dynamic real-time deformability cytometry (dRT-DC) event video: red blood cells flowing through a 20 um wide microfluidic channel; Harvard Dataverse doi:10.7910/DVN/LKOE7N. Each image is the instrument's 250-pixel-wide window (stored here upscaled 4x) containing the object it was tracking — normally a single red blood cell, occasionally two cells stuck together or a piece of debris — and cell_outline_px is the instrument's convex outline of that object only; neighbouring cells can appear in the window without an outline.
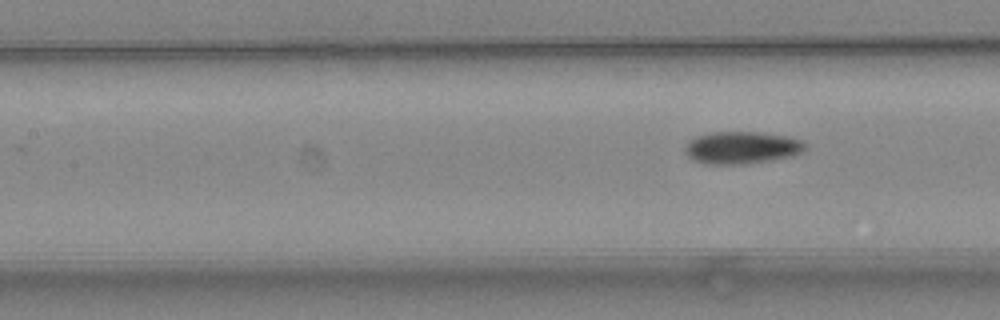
{"species": "common noctule bat (a hibernating species)", "species_latin": "Nyctalus noctula", "temperature_condition": "warm", "stored_images_in_passage": 4, "camera_frame_rate_fps": 3000, "um_per_image_px": 0.085, "animal": {"sex": "female", "body_mass_g": 24.6, "forearm_length_mm": 56.2}, "frame": {"image": 1, "passage_image": 4, "time_ms": 1.0, "image_size_px": [1000, 320], "cell_outline_px": [[804, 148], [800, 152], [792, 156], [744, 164], [704, 164], [692, 160], [684, 152], [684, 148], [688, 140], [696, 136], [716, 132], [752, 132], [788, 136], [804, 140]], "centroid_in_image_um": [62.99, 12.55], "position_along_channel_um": 144.4, "area_um2": 22.54}}